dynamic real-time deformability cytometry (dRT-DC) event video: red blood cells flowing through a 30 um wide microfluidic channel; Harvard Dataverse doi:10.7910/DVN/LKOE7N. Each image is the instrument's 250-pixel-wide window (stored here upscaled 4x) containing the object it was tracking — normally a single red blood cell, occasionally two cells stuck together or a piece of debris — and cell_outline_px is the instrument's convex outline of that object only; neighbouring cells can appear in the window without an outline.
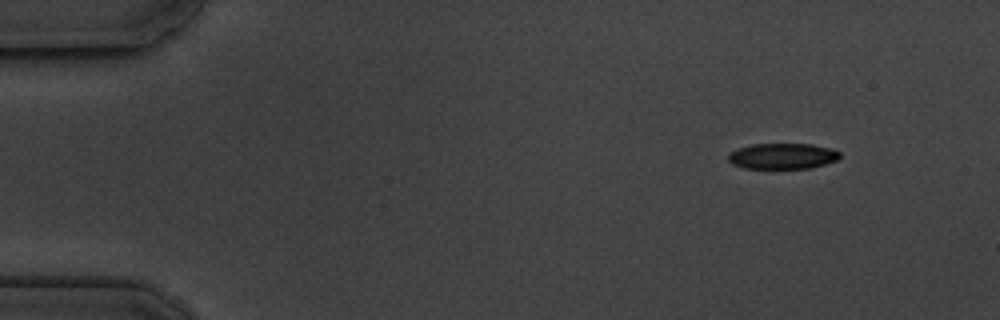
{"species": "common noctule bat (a hibernating species)", "species_latin": "Nyctalus noctula", "temperature_condition": "cold", "stored_images_in_passage": 4, "camera_frame_rate_fps": 3000, "um_per_image_px": 0.085, "animal": {"sex": "male", "body_mass_g": 19.5, "forearm_length_mm": 54.6}, "frame": {"image": 1, "passage_image": 1, "time_ms": 0.0, "image_size_px": [1000, 320], "cell_outline_px": [[840, 156], [836, 160], [812, 168], [744, 168], [732, 164], [728, 160], [728, 152], [752, 144], [812, 144], [832, 148], [840, 152]], "centroid_in_image_um": [66.51, 13.26], "position_along_channel_um": 18.5, "area_um2": 16.76}}
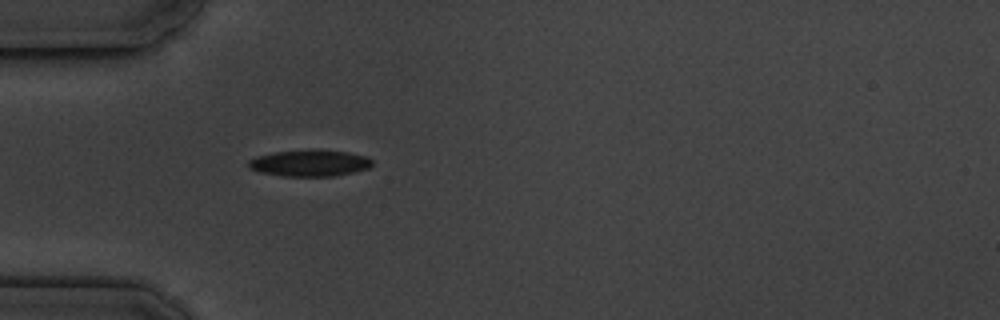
{"frame": {"image": 2, "passage_image": 4, "time_ms": 3.667, "image_size_px": [1000, 320], "cell_outline_px": [[372, 164], [368, 168], [336, 176], [280, 176], [260, 172], [248, 168], [248, 160], [256, 156], [276, 152], [320, 148], [348, 152], [368, 156], [372, 160]], "centroid_in_image_um": [26.33, 13.85], "position_along_channel_um": 58.7, "area_um2": 19.42}}